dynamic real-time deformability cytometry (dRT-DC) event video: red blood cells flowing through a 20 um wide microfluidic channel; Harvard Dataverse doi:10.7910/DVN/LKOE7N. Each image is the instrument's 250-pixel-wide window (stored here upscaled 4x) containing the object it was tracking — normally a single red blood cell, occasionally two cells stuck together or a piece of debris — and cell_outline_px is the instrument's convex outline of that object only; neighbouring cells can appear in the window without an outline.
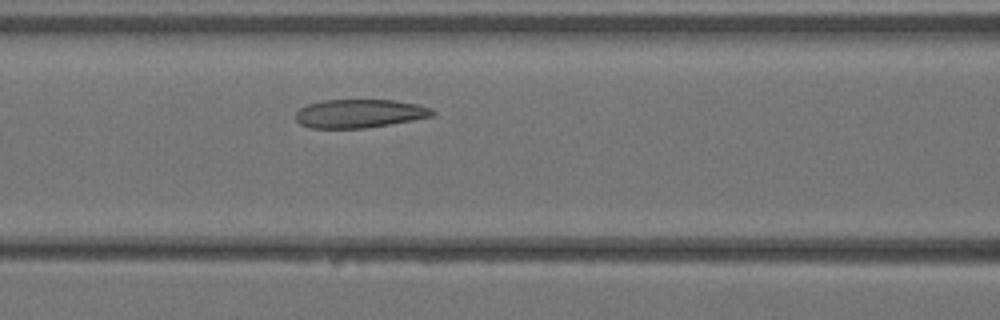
{"species": "Egyptian fruit bat (a non-hibernating species)", "species_latin": "Rousettus aegyptiacus", "temperature_condition": "warm", "stored_images_in_passage": 3, "camera_frame_rate_fps": 3000, "um_per_image_px": 0.085, "animal": {"sex": "female"}, "frame": {"image": 1, "passage_image": 3, "time_ms": 0.667, "image_size_px": [1000, 320], "cell_outline_px": [[436, 112], [432, 116], [412, 120], [364, 128], [308, 128], [300, 124], [296, 120], [296, 112], [300, 108], [308, 104], [324, 100], [396, 100], [420, 104], [432, 108]], "centroid_in_image_um": [30.57, 9.64], "position_along_channel_um": 136.0, "area_um2": 22.77}}